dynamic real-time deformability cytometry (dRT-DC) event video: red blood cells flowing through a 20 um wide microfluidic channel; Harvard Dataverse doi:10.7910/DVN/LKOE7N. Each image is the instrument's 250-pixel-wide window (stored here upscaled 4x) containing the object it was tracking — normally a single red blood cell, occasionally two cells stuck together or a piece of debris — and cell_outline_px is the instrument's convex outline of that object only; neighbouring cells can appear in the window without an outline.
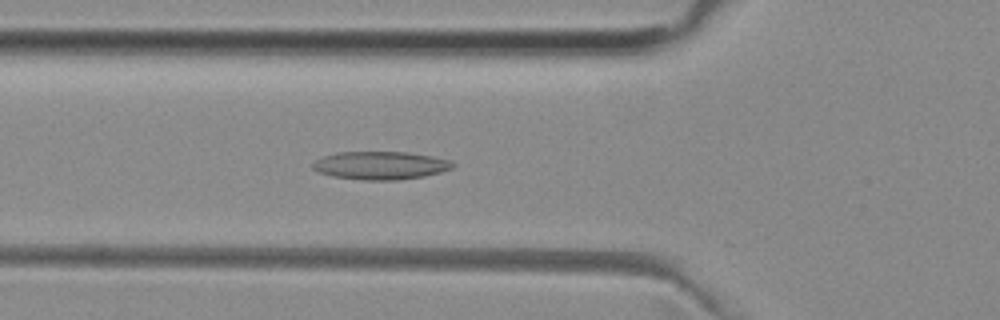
{"species": "common noctule bat (a hibernating species)", "species_latin": "Nyctalus noctula", "temperature_condition": "room temperature", "stored_images_in_passage": 51, "camera_frame_rate_fps": 3000, "um_per_image_px": 0.085, "animal": {"sex": "female", "body_mass_g": 29.2, "forearm_length_mm": 56.3}, "frame": {"image": 1, "passage_image": 17, "time_ms": 5.333, "image_size_px": [1000, 320], "cell_outline_px": [[456, 164], [452, 168], [440, 172], [424, 176], [396, 180], [364, 180], [332, 176], [320, 172], [312, 168], [312, 164], [316, 160], [324, 156], [336, 152], [408, 152], [432, 156], [452, 160]], "centroid_in_image_um": [32.37, 14.05], "position_along_channel_um": 93.4, "area_um2": 22.89}}
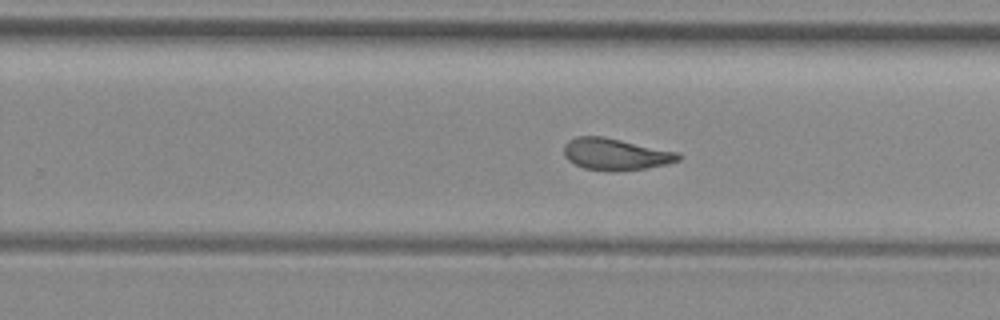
{"frame": {"image": 2, "passage_image": 31, "time_ms": 10.0, "image_size_px": [1000, 320], "cell_outline_px": [[684, 156], [680, 160], [668, 164], [644, 168], [616, 172], [584, 168], [568, 160], [564, 156], [564, 144], [568, 140], [576, 136], [604, 136], [680, 152]], "centroid_in_image_um": [52.36, 13.1], "position_along_channel_um": 277.4, "area_um2": 21.5}}
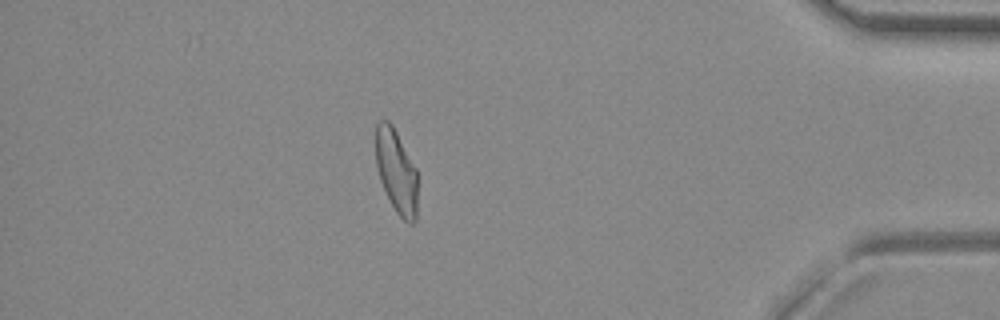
{"frame": {"image": 3, "passage_image": 44, "time_ms": 14.333, "image_size_px": [1000, 320], "cell_outline_px": [[416, 220], [412, 224], [408, 224], [396, 212], [380, 180], [376, 168], [376, 124], [380, 120], [388, 120], [392, 124], [416, 168]], "centroid_in_image_um": [33.68, 14.55], "position_along_channel_um": 401.5, "area_um2": 20.17}, "authors_computed_cell_mechanics": {"area_um2": 21.675, "velocity_mm_per_s": 3.9428, "shape_relaxation_time_tau1_ms": null, "shape_relaxation_time_tau2_ms": 2.5872, "deformation_change_tau1": null, "deformation_change_tau2": 0.1068}}